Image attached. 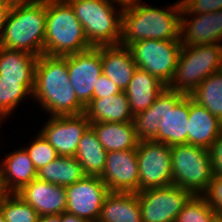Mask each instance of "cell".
<instances>
[{"label": "cell", "instance_id": "cell-37", "mask_svg": "<svg viewBox=\"0 0 222 222\" xmlns=\"http://www.w3.org/2000/svg\"><path fill=\"white\" fill-rule=\"evenodd\" d=\"M212 164V175L222 176V131L209 148Z\"/></svg>", "mask_w": 222, "mask_h": 222}, {"label": "cell", "instance_id": "cell-30", "mask_svg": "<svg viewBox=\"0 0 222 222\" xmlns=\"http://www.w3.org/2000/svg\"><path fill=\"white\" fill-rule=\"evenodd\" d=\"M0 211L6 222H38L39 214L16 193H3Z\"/></svg>", "mask_w": 222, "mask_h": 222}, {"label": "cell", "instance_id": "cell-14", "mask_svg": "<svg viewBox=\"0 0 222 222\" xmlns=\"http://www.w3.org/2000/svg\"><path fill=\"white\" fill-rule=\"evenodd\" d=\"M67 71L76 97L86 107L93 99L94 87L102 75L100 47L67 55Z\"/></svg>", "mask_w": 222, "mask_h": 222}, {"label": "cell", "instance_id": "cell-27", "mask_svg": "<svg viewBox=\"0 0 222 222\" xmlns=\"http://www.w3.org/2000/svg\"><path fill=\"white\" fill-rule=\"evenodd\" d=\"M85 176L76 157L59 156L37 171V179L66 187Z\"/></svg>", "mask_w": 222, "mask_h": 222}, {"label": "cell", "instance_id": "cell-32", "mask_svg": "<svg viewBox=\"0 0 222 222\" xmlns=\"http://www.w3.org/2000/svg\"><path fill=\"white\" fill-rule=\"evenodd\" d=\"M160 121L157 97L149 108L134 116L133 123L139 141H152L158 134Z\"/></svg>", "mask_w": 222, "mask_h": 222}, {"label": "cell", "instance_id": "cell-39", "mask_svg": "<svg viewBox=\"0 0 222 222\" xmlns=\"http://www.w3.org/2000/svg\"><path fill=\"white\" fill-rule=\"evenodd\" d=\"M60 222H88V221L85 219H81V218L77 217L76 215L64 212L61 214Z\"/></svg>", "mask_w": 222, "mask_h": 222}, {"label": "cell", "instance_id": "cell-28", "mask_svg": "<svg viewBox=\"0 0 222 222\" xmlns=\"http://www.w3.org/2000/svg\"><path fill=\"white\" fill-rule=\"evenodd\" d=\"M189 96L222 122V70L210 74Z\"/></svg>", "mask_w": 222, "mask_h": 222}, {"label": "cell", "instance_id": "cell-19", "mask_svg": "<svg viewBox=\"0 0 222 222\" xmlns=\"http://www.w3.org/2000/svg\"><path fill=\"white\" fill-rule=\"evenodd\" d=\"M100 56L102 73L124 91L138 68L129 47L120 44L100 46Z\"/></svg>", "mask_w": 222, "mask_h": 222}, {"label": "cell", "instance_id": "cell-13", "mask_svg": "<svg viewBox=\"0 0 222 222\" xmlns=\"http://www.w3.org/2000/svg\"><path fill=\"white\" fill-rule=\"evenodd\" d=\"M89 127L90 121L84 113L48 116L39 132L56 149L58 156L75 157L80 138Z\"/></svg>", "mask_w": 222, "mask_h": 222}, {"label": "cell", "instance_id": "cell-8", "mask_svg": "<svg viewBox=\"0 0 222 222\" xmlns=\"http://www.w3.org/2000/svg\"><path fill=\"white\" fill-rule=\"evenodd\" d=\"M190 96L167 87L158 96L159 129L152 140L168 146L188 144Z\"/></svg>", "mask_w": 222, "mask_h": 222}, {"label": "cell", "instance_id": "cell-35", "mask_svg": "<svg viewBox=\"0 0 222 222\" xmlns=\"http://www.w3.org/2000/svg\"><path fill=\"white\" fill-rule=\"evenodd\" d=\"M203 196L217 214H222V176H212Z\"/></svg>", "mask_w": 222, "mask_h": 222}, {"label": "cell", "instance_id": "cell-10", "mask_svg": "<svg viewBox=\"0 0 222 222\" xmlns=\"http://www.w3.org/2000/svg\"><path fill=\"white\" fill-rule=\"evenodd\" d=\"M142 222H175L193 194L174 184L137 192Z\"/></svg>", "mask_w": 222, "mask_h": 222}, {"label": "cell", "instance_id": "cell-43", "mask_svg": "<svg viewBox=\"0 0 222 222\" xmlns=\"http://www.w3.org/2000/svg\"><path fill=\"white\" fill-rule=\"evenodd\" d=\"M0 222H6V220L3 216V214L1 213V211H0Z\"/></svg>", "mask_w": 222, "mask_h": 222}, {"label": "cell", "instance_id": "cell-42", "mask_svg": "<svg viewBox=\"0 0 222 222\" xmlns=\"http://www.w3.org/2000/svg\"><path fill=\"white\" fill-rule=\"evenodd\" d=\"M212 222H222V214H217Z\"/></svg>", "mask_w": 222, "mask_h": 222}, {"label": "cell", "instance_id": "cell-40", "mask_svg": "<svg viewBox=\"0 0 222 222\" xmlns=\"http://www.w3.org/2000/svg\"><path fill=\"white\" fill-rule=\"evenodd\" d=\"M61 214L39 216L38 222H60Z\"/></svg>", "mask_w": 222, "mask_h": 222}, {"label": "cell", "instance_id": "cell-5", "mask_svg": "<svg viewBox=\"0 0 222 222\" xmlns=\"http://www.w3.org/2000/svg\"><path fill=\"white\" fill-rule=\"evenodd\" d=\"M92 47L117 45L123 8L106 0H67ZM116 5V6H115Z\"/></svg>", "mask_w": 222, "mask_h": 222}, {"label": "cell", "instance_id": "cell-1", "mask_svg": "<svg viewBox=\"0 0 222 222\" xmlns=\"http://www.w3.org/2000/svg\"><path fill=\"white\" fill-rule=\"evenodd\" d=\"M30 100L39 104V109L48 116L80 115L85 112V106L76 97L70 83L67 55L38 56Z\"/></svg>", "mask_w": 222, "mask_h": 222}, {"label": "cell", "instance_id": "cell-4", "mask_svg": "<svg viewBox=\"0 0 222 222\" xmlns=\"http://www.w3.org/2000/svg\"><path fill=\"white\" fill-rule=\"evenodd\" d=\"M91 47L71 4L67 0H46L44 55L63 57Z\"/></svg>", "mask_w": 222, "mask_h": 222}, {"label": "cell", "instance_id": "cell-34", "mask_svg": "<svg viewBox=\"0 0 222 222\" xmlns=\"http://www.w3.org/2000/svg\"><path fill=\"white\" fill-rule=\"evenodd\" d=\"M181 14H203L222 9V0H180Z\"/></svg>", "mask_w": 222, "mask_h": 222}, {"label": "cell", "instance_id": "cell-24", "mask_svg": "<svg viewBox=\"0 0 222 222\" xmlns=\"http://www.w3.org/2000/svg\"><path fill=\"white\" fill-rule=\"evenodd\" d=\"M97 138L107 152L137 149L139 139L133 121L90 123Z\"/></svg>", "mask_w": 222, "mask_h": 222}, {"label": "cell", "instance_id": "cell-18", "mask_svg": "<svg viewBox=\"0 0 222 222\" xmlns=\"http://www.w3.org/2000/svg\"><path fill=\"white\" fill-rule=\"evenodd\" d=\"M0 160V190L16 193L37 179V169L23 147L5 153Z\"/></svg>", "mask_w": 222, "mask_h": 222}, {"label": "cell", "instance_id": "cell-44", "mask_svg": "<svg viewBox=\"0 0 222 222\" xmlns=\"http://www.w3.org/2000/svg\"><path fill=\"white\" fill-rule=\"evenodd\" d=\"M2 123H3V121L0 119V127H1ZM0 129H1V128H0ZM0 147H1V145H0ZM0 149H1V148H0Z\"/></svg>", "mask_w": 222, "mask_h": 222}, {"label": "cell", "instance_id": "cell-29", "mask_svg": "<svg viewBox=\"0 0 222 222\" xmlns=\"http://www.w3.org/2000/svg\"><path fill=\"white\" fill-rule=\"evenodd\" d=\"M30 98L32 93L21 84V79H0V119L6 122L12 118L18 106Z\"/></svg>", "mask_w": 222, "mask_h": 222}, {"label": "cell", "instance_id": "cell-7", "mask_svg": "<svg viewBox=\"0 0 222 222\" xmlns=\"http://www.w3.org/2000/svg\"><path fill=\"white\" fill-rule=\"evenodd\" d=\"M173 184L203 195L212 179V164L209 149L197 145L171 146Z\"/></svg>", "mask_w": 222, "mask_h": 222}, {"label": "cell", "instance_id": "cell-23", "mask_svg": "<svg viewBox=\"0 0 222 222\" xmlns=\"http://www.w3.org/2000/svg\"><path fill=\"white\" fill-rule=\"evenodd\" d=\"M84 114L90 123L133 121L129 100L124 91L104 98H93L85 107Z\"/></svg>", "mask_w": 222, "mask_h": 222}, {"label": "cell", "instance_id": "cell-41", "mask_svg": "<svg viewBox=\"0 0 222 222\" xmlns=\"http://www.w3.org/2000/svg\"><path fill=\"white\" fill-rule=\"evenodd\" d=\"M106 1L114 3L122 8H126L127 6H130L136 0H106Z\"/></svg>", "mask_w": 222, "mask_h": 222}, {"label": "cell", "instance_id": "cell-31", "mask_svg": "<svg viewBox=\"0 0 222 222\" xmlns=\"http://www.w3.org/2000/svg\"><path fill=\"white\" fill-rule=\"evenodd\" d=\"M216 215L203 195H193L175 222H212Z\"/></svg>", "mask_w": 222, "mask_h": 222}, {"label": "cell", "instance_id": "cell-3", "mask_svg": "<svg viewBox=\"0 0 222 222\" xmlns=\"http://www.w3.org/2000/svg\"><path fill=\"white\" fill-rule=\"evenodd\" d=\"M46 0L13 1L7 14L0 46L35 56L44 54Z\"/></svg>", "mask_w": 222, "mask_h": 222}, {"label": "cell", "instance_id": "cell-15", "mask_svg": "<svg viewBox=\"0 0 222 222\" xmlns=\"http://www.w3.org/2000/svg\"><path fill=\"white\" fill-rule=\"evenodd\" d=\"M100 178L110 192L137 193L139 169L136 149L107 152Z\"/></svg>", "mask_w": 222, "mask_h": 222}, {"label": "cell", "instance_id": "cell-25", "mask_svg": "<svg viewBox=\"0 0 222 222\" xmlns=\"http://www.w3.org/2000/svg\"><path fill=\"white\" fill-rule=\"evenodd\" d=\"M98 222H142L137 193L109 192Z\"/></svg>", "mask_w": 222, "mask_h": 222}, {"label": "cell", "instance_id": "cell-33", "mask_svg": "<svg viewBox=\"0 0 222 222\" xmlns=\"http://www.w3.org/2000/svg\"><path fill=\"white\" fill-rule=\"evenodd\" d=\"M35 138L27 146H22L32 163L34 164L37 171L50 163L51 161L58 158L56 149L43 137V135L37 131Z\"/></svg>", "mask_w": 222, "mask_h": 222}, {"label": "cell", "instance_id": "cell-20", "mask_svg": "<svg viewBox=\"0 0 222 222\" xmlns=\"http://www.w3.org/2000/svg\"><path fill=\"white\" fill-rule=\"evenodd\" d=\"M222 131V122L190 97L188 144L209 149Z\"/></svg>", "mask_w": 222, "mask_h": 222}, {"label": "cell", "instance_id": "cell-22", "mask_svg": "<svg viewBox=\"0 0 222 222\" xmlns=\"http://www.w3.org/2000/svg\"><path fill=\"white\" fill-rule=\"evenodd\" d=\"M37 59L26 51L0 46V79H21V84L33 93Z\"/></svg>", "mask_w": 222, "mask_h": 222}, {"label": "cell", "instance_id": "cell-36", "mask_svg": "<svg viewBox=\"0 0 222 222\" xmlns=\"http://www.w3.org/2000/svg\"><path fill=\"white\" fill-rule=\"evenodd\" d=\"M122 92L118 86L103 73L97 79V84L94 87L93 98H104Z\"/></svg>", "mask_w": 222, "mask_h": 222}, {"label": "cell", "instance_id": "cell-11", "mask_svg": "<svg viewBox=\"0 0 222 222\" xmlns=\"http://www.w3.org/2000/svg\"><path fill=\"white\" fill-rule=\"evenodd\" d=\"M139 191L173 184L171 146L139 141L137 149Z\"/></svg>", "mask_w": 222, "mask_h": 222}, {"label": "cell", "instance_id": "cell-26", "mask_svg": "<svg viewBox=\"0 0 222 222\" xmlns=\"http://www.w3.org/2000/svg\"><path fill=\"white\" fill-rule=\"evenodd\" d=\"M107 151L99 142L94 130L89 127L80 138L75 157L85 175L101 176L105 167Z\"/></svg>", "mask_w": 222, "mask_h": 222}, {"label": "cell", "instance_id": "cell-9", "mask_svg": "<svg viewBox=\"0 0 222 222\" xmlns=\"http://www.w3.org/2000/svg\"><path fill=\"white\" fill-rule=\"evenodd\" d=\"M129 49L139 69L169 85L182 49L180 41L144 39L132 43Z\"/></svg>", "mask_w": 222, "mask_h": 222}, {"label": "cell", "instance_id": "cell-12", "mask_svg": "<svg viewBox=\"0 0 222 222\" xmlns=\"http://www.w3.org/2000/svg\"><path fill=\"white\" fill-rule=\"evenodd\" d=\"M66 211L88 222H98L101 208L110 192L99 176L85 175L82 179L65 187Z\"/></svg>", "mask_w": 222, "mask_h": 222}, {"label": "cell", "instance_id": "cell-6", "mask_svg": "<svg viewBox=\"0 0 222 222\" xmlns=\"http://www.w3.org/2000/svg\"><path fill=\"white\" fill-rule=\"evenodd\" d=\"M222 70V44L182 46L168 89L190 95L210 74Z\"/></svg>", "mask_w": 222, "mask_h": 222}, {"label": "cell", "instance_id": "cell-17", "mask_svg": "<svg viewBox=\"0 0 222 222\" xmlns=\"http://www.w3.org/2000/svg\"><path fill=\"white\" fill-rule=\"evenodd\" d=\"M16 194L24 202L30 204L39 216L62 214L66 211L65 187L35 179L22 187Z\"/></svg>", "mask_w": 222, "mask_h": 222}, {"label": "cell", "instance_id": "cell-21", "mask_svg": "<svg viewBox=\"0 0 222 222\" xmlns=\"http://www.w3.org/2000/svg\"><path fill=\"white\" fill-rule=\"evenodd\" d=\"M166 87L157 77L137 68L124 90L132 114L135 116L149 108Z\"/></svg>", "mask_w": 222, "mask_h": 222}, {"label": "cell", "instance_id": "cell-38", "mask_svg": "<svg viewBox=\"0 0 222 222\" xmlns=\"http://www.w3.org/2000/svg\"><path fill=\"white\" fill-rule=\"evenodd\" d=\"M12 0H0V37L3 32L7 14L11 8Z\"/></svg>", "mask_w": 222, "mask_h": 222}, {"label": "cell", "instance_id": "cell-16", "mask_svg": "<svg viewBox=\"0 0 222 222\" xmlns=\"http://www.w3.org/2000/svg\"><path fill=\"white\" fill-rule=\"evenodd\" d=\"M180 43L182 46L222 44V9L203 14H181Z\"/></svg>", "mask_w": 222, "mask_h": 222}, {"label": "cell", "instance_id": "cell-2", "mask_svg": "<svg viewBox=\"0 0 222 222\" xmlns=\"http://www.w3.org/2000/svg\"><path fill=\"white\" fill-rule=\"evenodd\" d=\"M146 4L136 0L123 8L119 44L129 47L144 39L180 41V0L166 8Z\"/></svg>", "mask_w": 222, "mask_h": 222}]
</instances>
